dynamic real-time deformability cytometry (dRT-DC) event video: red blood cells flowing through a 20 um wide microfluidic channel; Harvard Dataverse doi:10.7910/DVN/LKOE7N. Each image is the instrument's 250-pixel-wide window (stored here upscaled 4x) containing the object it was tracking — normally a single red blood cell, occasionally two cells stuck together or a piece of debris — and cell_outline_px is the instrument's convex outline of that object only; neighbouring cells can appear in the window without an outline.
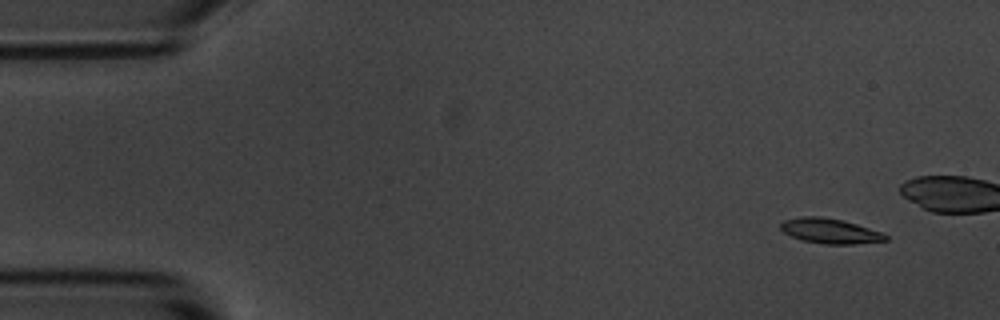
{"species": "common noctule bat (a hibernating species)", "species_latin": "Nyctalus noctula", "temperature_condition": "room temperature", "stored_images_in_passage": 5, "camera_frame_rate_fps": 3000, "um_per_image_px": 0.085, "animal": {"sex": "male", "body_mass_g": 20.1, "forearm_length_mm": 53.5}, "frame": {"image": 1, "passage_image": 1, "time_ms": 0.0, "image_size_px": [1000, 320], "cell_outline_px": [[888, 240], [852, 244], [824, 244], [800, 240], [784, 232], [780, 228], [780, 224], [784, 220], [800, 216], [820, 216], [840, 220], [856, 224], [880, 232], [888, 236]], "centroid_in_image_um": [70.51, 19.63], "position_along_channel_um": 14.5, "area_um2": 15.14}}